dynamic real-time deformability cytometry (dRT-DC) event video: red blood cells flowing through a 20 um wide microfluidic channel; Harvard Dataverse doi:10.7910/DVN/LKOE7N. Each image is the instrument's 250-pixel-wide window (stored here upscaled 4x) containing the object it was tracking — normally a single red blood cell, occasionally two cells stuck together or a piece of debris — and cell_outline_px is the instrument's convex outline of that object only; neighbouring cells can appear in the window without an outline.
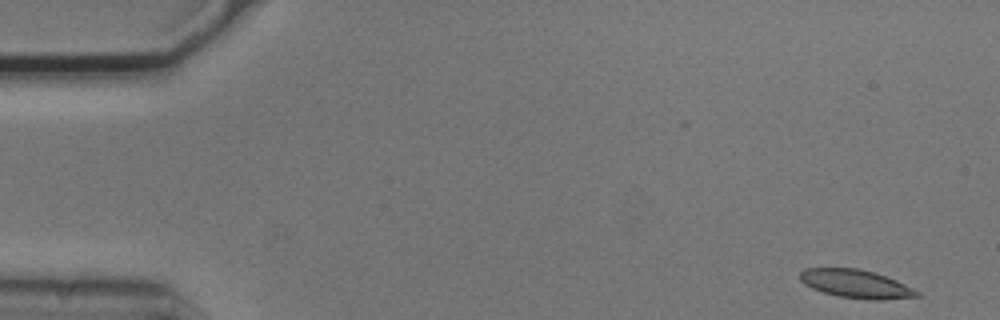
{"species": "common noctule bat (a hibernating species)", "species_latin": "Nyctalus noctula", "temperature_condition": "cold", "stored_images_in_passage": 52, "camera_frame_rate_fps": 3000, "um_per_image_px": 0.085, "animal": {"sex": "male", "body_mass_g": 20.5, "forearm_length_mm": 52.5}, "frame": {"image": 1, "passage_image": 1, "time_ms": 0.0, "image_size_px": [1000, 320], "cell_outline_px": [[920, 296], [880, 300], [868, 300], [836, 296], [812, 288], [804, 284], [800, 280], [800, 272], [804, 268], [856, 268], [872, 272], [896, 280], [920, 292]], "centroid_in_image_um": [72.73, 24.14], "position_along_channel_um": 12.3, "area_um2": 19.19}}
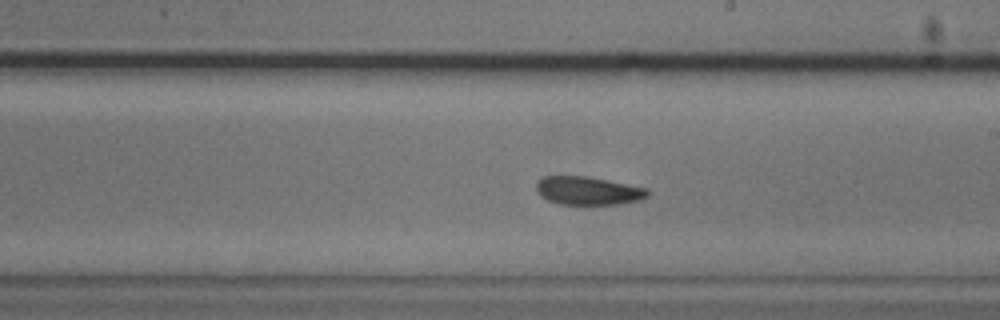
{"frame": {"image": 2, "passage_image": 29, "time_ms": 9.333, "image_size_px": [1000, 320], "cell_outline_px": [[648, 196], [640, 200], [616, 204], [560, 204], [548, 200], [540, 196], [536, 192], [536, 184], [544, 176], [588, 176], [648, 188]], "centroid_in_image_um": [49.98, 16.21], "position_along_channel_um": 239.0, "area_um2": 18.32}}
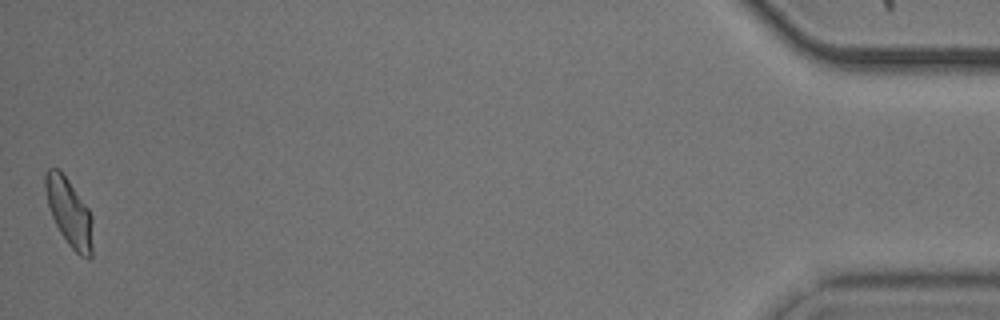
{"frame": {"image": 3, "passage_image": 52, "time_ms": 17.0, "image_size_px": [1000, 320], "cell_outline_px": [[92, 256], [88, 260], [80, 256], [68, 244], [60, 232], [52, 216], [48, 204], [44, 188], [44, 172], [48, 168], [60, 168], [88, 208], [92, 216]], "centroid_in_image_um": [5.87, 18.03], "position_along_channel_um": 429.3, "area_um2": 18.84}, "authors_computed_cell_mechanics": {"area_um2": 19.1896, "velocity_mm_per_s": 3.7163, "shape_relaxation_time_tau1_ms": 6.5802, "shape_relaxation_time_tau2_ms": 3.6747, "deformation_change_tau1": 0.1501, "deformation_change_tau2": 0.0986}}